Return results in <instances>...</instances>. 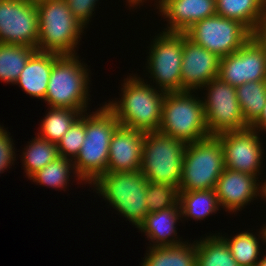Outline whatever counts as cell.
<instances>
[{
  "instance_id": "6da1fadb",
  "label": "cell",
  "mask_w": 266,
  "mask_h": 266,
  "mask_svg": "<svg viewBox=\"0 0 266 266\" xmlns=\"http://www.w3.org/2000/svg\"><path fill=\"white\" fill-rule=\"evenodd\" d=\"M122 86L120 101L105 102L119 125L144 133L158 132L166 93L135 75L124 79Z\"/></svg>"
},
{
  "instance_id": "7a4b0ae2",
  "label": "cell",
  "mask_w": 266,
  "mask_h": 266,
  "mask_svg": "<svg viewBox=\"0 0 266 266\" xmlns=\"http://www.w3.org/2000/svg\"><path fill=\"white\" fill-rule=\"evenodd\" d=\"M92 113L85 115V139L73 160L80 181L88 184L106 172L110 140L119 126L116 116L105 104Z\"/></svg>"
},
{
  "instance_id": "3957f363",
  "label": "cell",
  "mask_w": 266,
  "mask_h": 266,
  "mask_svg": "<svg viewBox=\"0 0 266 266\" xmlns=\"http://www.w3.org/2000/svg\"><path fill=\"white\" fill-rule=\"evenodd\" d=\"M39 36L37 51L58 55H75L76 47L84 33L83 26L71 13L65 0H39Z\"/></svg>"
},
{
  "instance_id": "277c9868",
  "label": "cell",
  "mask_w": 266,
  "mask_h": 266,
  "mask_svg": "<svg viewBox=\"0 0 266 266\" xmlns=\"http://www.w3.org/2000/svg\"><path fill=\"white\" fill-rule=\"evenodd\" d=\"M147 178L140 172H105L91 185L104 200L138 228L149 214Z\"/></svg>"
},
{
  "instance_id": "5b68a950",
  "label": "cell",
  "mask_w": 266,
  "mask_h": 266,
  "mask_svg": "<svg viewBox=\"0 0 266 266\" xmlns=\"http://www.w3.org/2000/svg\"><path fill=\"white\" fill-rule=\"evenodd\" d=\"M79 56L61 55L53 64L46 96L49 107L87 111L89 71Z\"/></svg>"
},
{
  "instance_id": "8992f818",
  "label": "cell",
  "mask_w": 266,
  "mask_h": 266,
  "mask_svg": "<svg viewBox=\"0 0 266 266\" xmlns=\"http://www.w3.org/2000/svg\"><path fill=\"white\" fill-rule=\"evenodd\" d=\"M193 92L166 93L158 132L186 143L209 136L202 98Z\"/></svg>"
},
{
  "instance_id": "52a82bcc",
  "label": "cell",
  "mask_w": 266,
  "mask_h": 266,
  "mask_svg": "<svg viewBox=\"0 0 266 266\" xmlns=\"http://www.w3.org/2000/svg\"><path fill=\"white\" fill-rule=\"evenodd\" d=\"M187 145L160 132L145 133L139 171L150 182L179 188Z\"/></svg>"
},
{
  "instance_id": "ba28073f",
  "label": "cell",
  "mask_w": 266,
  "mask_h": 266,
  "mask_svg": "<svg viewBox=\"0 0 266 266\" xmlns=\"http://www.w3.org/2000/svg\"><path fill=\"white\" fill-rule=\"evenodd\" d=\"M224 168V150L217 136L188 143L179 192L214 189Z\"/></svg>"
},
{
  "instance_id": "9c48e42d",
  "label": "cell",
  "mask_w": 266,
  "mask_h": 266,
  "mask_svg": "<svg viewBox=\"0 0 266 266\" xmlns=\"http://www.w3.org/2000/svg\"><path fill=\"white\" fill-rule=\"evenodd\" d=\"M203 98L205 121L209 136L231 131L246 130L250 125L245 121L236 94V87L214 78L205 84Z\"/></svg>"
},
{
  "instance_id": "30bf717a",
  "label": "cell",
  "mask_w": 266,
  "mask_h": 266,
  "mask_svg": "<svg viewBox=\"0 0 266 266\" xmlns=\"http://www.w3.org/2000/svg\"><path fill=\"white\" fill-rule=\"evenodd\" d=\"M161 33V34H160ZM149 47L147 66L158 90L165 93L181 92V64L183 33L160 32ZM155 80V81H154Z\"/></svg>"
},
{
  "instance_id": "8fae6325",
  "label": "cell",
  "mask_w": 266,
  "mask_h": 266,
  "mask_svg": "<svg viewBox=\"0 0 266 266\" xmlns=\"http://www.w3.org/2000/svg\"><path fill=\"white\" fill-rule=\"evenodd\" d=\"M184 33L219 58L235 53L252 37V32L240 21L217 14L194 23Z\"/></svg>"
},
{
  "instance_id": "7c38bea8",
  "label": "cell",
  "mask_w": 266,
  "mask_h": 266,
  "mask_svg": "<svg viewBox=\"0 0 266 266\" xmlns=\"http://www.w3.org/2000/svg\"><path fill=\"white\" fill-rule=\"evenodd\" d=\"M37 5L29 0H0V43L27 45L38 44Z\"/></svg>"
},
{
  "instance_id": "4fadbf2b",
  "label": "cell",
  "mask_w": 266,
  "mask_h": 266,
  "mask_svg": "<svg viewBox=\"0 0 266 266\" xmlns=\"http://www.w3.org/2000/svg\"><path fill=\"white\" fill-rule=\"evenodd\" d=\"M260 132L249 127L246 130L217 135L224 150V166L232 170L258 177L263 163Z\"/></svg>"
},
{
  "instance_id": "5bb4252c",
  "label": "cell",
  "mask_w": 266,
  "mask_h": 266,
  "mask_svg": "<svg viewBox=\"0 0 266 266\" xmlns=\"http://www.w3.org/2000/svg\"><path fill=\"white\" fill-rule=\"evenodd\" d=\"M218 78L233 87L266 81V54L253 37L235 53L220 59Z\"/></svg>"
},
{
  "instance_id": "9a60e30c",
  "label": "cell",
  "mask_w": 266,
  "mask_h": 266,
  "mask_svg": "<svg viewBox=\"0 0 266 266\" xmlns=\"http://www.w3.org/2000/svg\"><path fill=\"white\" fill-rule=\"evenodd\" d=\"M220 59L217 55L191 41L183 33L181 64V92H195L219 75Z\"/></svg>"
},
{
  "instance_id": "2e32d148",
  "label": "cell",
  "mask_w": 266,
  "mask_h": 266,
  "mask_svg": "<svg viewBox=\"0 0 266 266\" xmlns=\"http://www.w3.org/2000/svg\"><path fill=\"white\" fill-rule=\"evenodd\" d=\"M257 181L258 177L248 173L224 168L214 188L221 208L224 207L229 213L237 212L257 196L263 199L264 183Z\"/></svg>"
},
{
  "instance_id": "e0dca14e",
  "label": "cell",
  "mask_w": 266,
  "mask_h": 266,
  "mask_svg": "<svg viewBox=\"0 0 266 266\" xmlns=\"http://www.w3.org/2000/svg\"><path fill=\"white\" fill-rule=\"evenodd\" d=\"M145 133L119 125L112 134L106 172L140 170Z\"/></svg>"
},
{
  "instance_id": "ac0fdd59",
  "label": "cell",
  "mask_w": 266,
  "mask_h": 266,
  "mask_svg": "<svg viewBox=\"0 0 266 266\" xmlns=\"http://www.w3.org/2000/svg\"><path fill=\"white\" fill-rule=\"evenodd\" d=\"M159 12L168 21L164 32L184 33L194 23L216 15L215 0H159Z\"/></svg>"
},
{
  "instance_id": "d6986e66",
  "label": "cell",
  "mask_w": 266,
  "mask_h": 266,
  "mask_svg": "<svg viewBox=\"0 0 266 266\" xmlns=\"http://www.w3.org/2000/svg\"><path fill=\"white\" fill-rule=\"evenodd\" d=\"M179 202L169 208L149 213L145 220L138 226L144 232L152 247L177 246L185 243L178 239L176 223L181 220ZM176 238V239H175ZM178 239V240H177Z\"/></svg>"
},
{
  "instance_id": "ffe728a7",
  "label": "cell",
  "mask_w": 266,
  "mask_h": 266,
  "mask_svg": "<svg viewBox=\"0 0 266 266\" xmlns=\"http://www.w3.org/2000/svg\"><path fill=\"white\" fill-rule=\"evenodd\" d=\"M60 56L36 51L28 59L15 84H19L26 94L44 100L53 64Z\"/></svg>"
},
{
  "instance_id": "44dd1931",
  "label": "cell",
  "mask_w": 266,
  "mask_h": 266,
  "mask_svg": "<svg viewBox=\"0 0 266 266\" xmlns=\"http://www.w3.org/2000/svg\"><path fill=\"white\" fill-rule=\"evenodd\" d=\"M216 14L244 24L251 32L266 16V0H215Z\"/></svg>"
},
{
  "instance_id": "7402d4cb",
  "label": "cell",
  "mask_w": 266,
  "mask_h": 266,
  "mask_svg": "<svg viewBox=\"0 0 266 266\" xmlns=\"http://www.w3.org/2000/svg\"><path fill=\"white\" fill-rule=\"evenodd\" d=\"M142 266H196V241L177 246L148 247Z\"/></svg>"
},
{
  "instance_id": "603a6c76",
  "label": "cell",
  "mask_w": 266,
  "mask_h": 266,
  "mask_svg": "<svg viewBox=\"0 0 266 266\" xmlns=\"http://www.w3.org/2000/svg\"><path fill=\"white\" fill-rule=\"evenodd\" d=\"M181 217L204 220L219 211L220 203L214 189L179 192Z\"/></svg>"
},
{
  "instance_id": "cb8c5ba5",
  "label": "cell",
  "mask_w": 266,
  "mask_h": 266,
  "mask_svg": "<svg viewBox=\"0 0 266 266\" xmlns=\"http://www.w3.org/2000/svg\"><path fill=\"white\" fill-rule=\"evenodd\" d=\"M196 241V266H239L219 234Z\"/></svg>"
},
{
  "instance_id": "d4e9b609",
  "label": "cell",
  "mask_w": 266,
  "mask_h": 266,
  "mask_svg": "<svg viewBox=\"0 0 266 266\" xmlns=\"http://www.w3.org/2000/svg\"><path fill=\"white\" fill-rule=\"evenodd\" d=\"M36 48L0 43V80L15 84Z\"/></svg>"
},
{
  "instance_id": "484cf974",
  "label": "cell",
  "mask_w": 266,
  "mask_h": 266,
  "mask_svg": "<svg viewBox=\"0 0 266 266\" xmlns=\"http://www.w3.org/2000/svg\"><path fill=\"white\" fill-rule=\"evenodd\" d=\"M245 121L251 126L262 114L266 103V81H251L236 87Z\"/></svg>"
},
{
  "instance_id": "4316f807",
  "label": "cell",
  "mask_w": 266,
  "mask_h": 266,
  "mask_svg": "<svg viewBox=\"0 0 266 266\" xmlns=\"http://www.w3.org/2000/svg\"><path fill=\"white\" fill-rule=\"evenodd\" d=\"M82 113L69 108L50 107L40 124L38 135L57 144Z\"/></svg>"
},
{
  "instance_id": "83f0119b",
  "label": "cell",
  "mask_w": 266,
  "mask_h": 266,
  "mask_svg": "<svg viewBox=\"0 0 266 266\" xmlns=\"http://www.w3.org/2000/svg\"><path fill=\"white\" fill-rule=\"evenodd\" d=\"M31 142V143H30ZM22 152V164L28 179L37 171L59 157L57 144L52 143L39 135L31 140Z\"/></svg>"
},
{
  "instance_id": "f1b7e54d",
  "label": "cell",
  "mask_w": 266,
  "mask_h": 266,
  "mask_svg": "<svg viewBox=\"0 0 266 266\" xmlns=\"http://www.w3.org/2000/svg\"><path fill=\"white\" fill-rule=\"evenodd\" d=\"M71 171L74 172L73 174H75V177L80 180L79 176H76L77 174L74 168L73 160L59 156L44 168L34 173L29 179L33 180V182H36L37 184L39 183V185L64 190L69 183L68 181L70 180L69 176L70 173H72Z\"/></svg>"
},
{
  "instance_id": "f546056e",
  "label": "cell",
  "mask_w": 266,
  "mask_h": 266,
  "mask_svg": "<svg viewBox=\"0 0 266 266\" xmlns=\"http://www.w3.org/2000/svg\"><path fill=\"white\" fill-rule=\"evenodd\" d=\"M221 237L229 246L231 254L239 266H256L261 254L260 239L253 232L243 231L230 238L222 235Z\"/></svg>"
},
{
  "instance_id": "4dcf8cb0",
  "label": "cell",
  "mask_w": 266,
  "mask_h": 266,
  "mask_svg": "<svg viewBox=\"0 0 266 266\" xmlns=\"http://www.w3.org/2000/svg\"><path fill=\"white\" fill-rule=\"evenodd\" d=\"M146 203L149 213L169 209L179 201V190L170 184L147 182Z\"/></svg>"
},
{
  "instance_id": "1f68e13d",
  "label": "cell",
  "mask_w": 266,
  "mask_h": 266,
  "mask_svg": "<svg viewBox=\"0 0 266 266\" xmlns=\"http://www.w3.org/2000/svg\"><path fill=\"white\" fill-rule=\"evenodd\" d=\"M85 139V112L73 123L57 143L60 157L73 160L79 154Z\"/></svg>"
},
{
  "instance_id": "d6a6232c",
  "label": "cell",
  "mask_w": 266,
  "mask_h": 266,
  "mask_svg": "<svg viewBox=\"0 0 266 266\" xmlns=\"http://www.w3.org/2000/svg\"><path fill=\"white\" fill-rule=\"evenodd\" d=\"M71 13L75 16L76 20L83 26L89 24L92 13L95 10V5L99 0H65Z\"/></svg>"
},
{
  "instance_id": "836d02e7",
  "label": "cell",
  "mask_w": 266,
  "mask_h": 266,
  "mask_svg": "<svg viewBox=\"0 0 266 266\" xmlns=\"http://www.w3.org/2000/svg\"><path fill=\"white\" fill-rule=\"evenodd\" d=\"M7 130L0 125V173L4 172L10 165L14 164L16 155L13 139Z\"/></svg>"
},
{
  "instance_id": "e575fe53",
  "label": "cell",
  "mask_w": 266,
  "mask_h": 266,
  "mask_svg": "<svg viewBox=\"0 0 266 266\" xmlns=\"http://www.w3.org/2000/svg\"><path fill=\"white\" fill-rule=\"evenodd\" d=\"M252 37L262 47L266 54V16L254 28L252 31Z\"/></svg>"
},
{
  "instance_id": "d590c367",
  "label": "cell",
  "mask_w": 266,
  "mask_h": 266,
  "mask_svg": "<svg viewBox=\"0 0 266 266\" xmlns=\"http://www.w3.org/2000/svg\"><path fill=\"white\" fill-rule=\"evenodd\" d=\"M252 129L257 131L266 132V103L260 117L250 126Z\"/></svg>"
},
{
  "instance_id": "8d00e7d4",
  "label": "cell",
  "mask_w": 266,
  "mask_h": 266,
  "mask_svg": "<svg viewBox=\"0 0 266 266\" xmlns=\"http://www.w3.org/2000/svg\"><path fill=\"white\" fill-rule=\"evenodd\" d=\"M264 227H262V230L261 231H259V237H260V239L263 241V242H265L266 243V225L264 224L263 225Z\"/></svg>"
},
{
  "instance_id": "74e56055",
  "label": "cell",
  "mask_w": 266,
  "mask_h": 266,
  "mask_svg": "<svg viewBox=\"0 0 266 266\" xmlns=\"http://www.w3.org/2000/svg\"><path fill=\"white\" fill-rule=\"evenodd\" d=\"M127 3H129L128 5L131 7H136V5H140L142 2H144V0H126Z\"/></svg>"
},
{
  "instance_id": "f35d334b",
  "label": "cell",
  "mask_w": 266,
  "mask_h": 266,
  "mask_svg": "<svg viewBox=\"0 0 266 266\" xmlns=\"http://www.w3.org/2000/svg\"><path fill=\"white\" fill-rule=\"evenodd\" d=\"M256 266H266V254L263 258L259 259V261L256 263Z\"/></svg>"
},
{
  "instance_id": "ab89813d",
  "label": "cell",
  "mask_w": 266,
  "mask_h": 266,
  "mask_svg": "<svg viewBox=\"0 0 266 266\" xmlns=\"http://www.w3.org/2000/svg\"><path fill=\"white\" fill-rule=\"evenodd\" d=\"M264 200H266V181H264Z\"/></svg>"
}]
</instances>
